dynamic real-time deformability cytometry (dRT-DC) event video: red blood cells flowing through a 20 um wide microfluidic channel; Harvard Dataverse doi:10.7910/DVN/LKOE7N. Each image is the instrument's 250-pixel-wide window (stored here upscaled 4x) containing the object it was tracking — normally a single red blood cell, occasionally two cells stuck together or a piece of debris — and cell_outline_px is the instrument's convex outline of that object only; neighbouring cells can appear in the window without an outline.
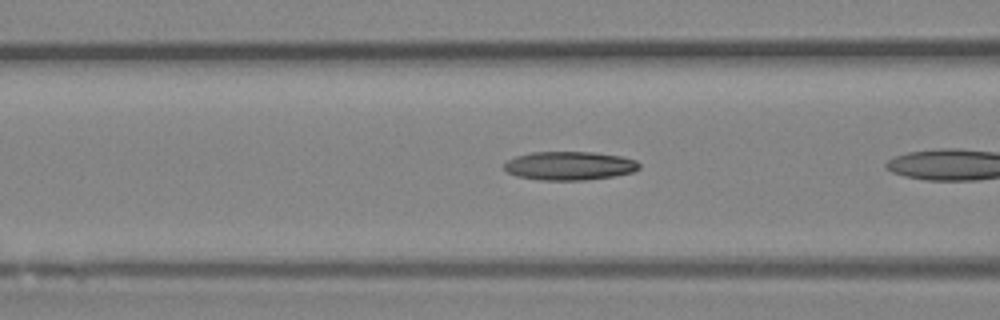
{"species": "Egyptian fruit bat (a non-hibernating species)", "species_latin": "Rousettus aegyptiacus", "temperature_condition": "room temperature", "stored_images_in_passage": 10, "camera_frame_rate_fps": 3000, "um_per_image_px": 0.085, "animal": {"sex": "female"}, "frame": {"image": 1, "passage_image": 5, "time_ms": 1.333, "image_size_px": [1000, 320], "cell_outline_px": [[640, 168], [632, 172], [616, 176], [584, 180], [540, 180], [516, 176], [508, 172], [504, 168], [504, 164], [508, 160], [516, 156], [532, 152], [596, 152], [620, 156], [636, 160], [640, 164]], "centroid_in_image_um": [48.42, 14.09], "position_along_channel_um": 118.2, "area_um2": 22.6}}